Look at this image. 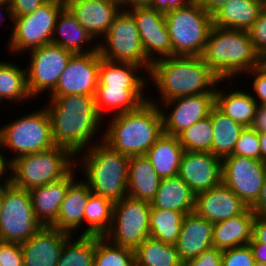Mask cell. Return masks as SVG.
Here are the masks:
<instances>
[{
  "instance_id": "cell-64",
  "label": "cell",
  "mask_w": 266,
  "mask_h": 266,
  "mask_svg": "<svg viewBox=\"0 0 266 266\" xmlns=\"http://www.w3.org/2000/svg\"><path fill=\"white\" fill-rule=\"evenodd\" d=\"M65 4L68 2V1H73V0H62Z\"/></svg>"
},
{
  "instance_id": "cell-45",
  "label": "cell",
  "mask_w": 266,
  "mask_h": 266,
  "mask_svg": "<svg viewBox=\"0 0 266 266\" xmlns=\"http://www.w3.org/2000/svg\"><path fill=\"white\" fill-rule=\"evenodd\" d=\"M0 266H24L20 244L0 241Z\"/></svg>"
},
{
  "instance_id": "cell-14",
  "label": "cell",
  "mask_w": 266,
  "mask_h": 266,
  "mask_svg": "<svg viewBox=\"0 0 266 266\" xmlns=\"http://www.w3.org/2000/svg\"><path fill=\"white\" fill-rule=\"evenodd\" d=\"M266 178V163L258 159L228 155L222 159L221 183L251 208L259 198Z\"/></svg>"
},
{
  "instance_id": "cell-15",
  "label": "cell",
  "mask_w": 266,
  "mask_h": 266,
  "mask_svg": "<svg viewBox=\"0 0 266 266\" xmlns=\"http://www.w3.org/2000/svg\"><path fill=\"white\" fill-rule=\"evenodd\" d=\"M100 52L73 54L48 98L64 95L95 96L99 83Z\"/></svg>"
},
{
  "instance_id": "cell-53",
  "label": "cell",
  "mask_w": 266,
  "mask_h": 266,
  "mask_svg": "<svg viewBox=\"0 0 266 266\" xmlns=\"http://www.w3.org/2000/svg\"><path fill=\"white\" fill-rule=\"evenodd\" d=\"M251 210L255 216L266 218V178L264 180L259 198L251 207Z\"/></svg>"
},
{
  "instance_id": "cell-3",
  "label": "cell",
  "mask_w": 266,
  "mask_h": 266,
  "mask_svg": "<svg viewBox=\"0 0 266 266\" xmlns=\"http://www.w3.org/2000/svg\"><path fill=\"white\" fill-rule=\"evenodd\" d=\"M148 98L137 109L116 114L105 129L103 142L128 157L145 155L163 134L159 102Z\"/></svg>"
},
{
  "instance_id": "cell-36",
  "label": "cell",
  "mask_w": 266,
  "mask_h": 266,
  "mask_svg": "<svg viewBox=\"0 0 266 266\" xmlns=\"http://www.w3.org/2000/svg\"><path fill=\"white\" fill-rule=\"evenodd\" d=\"M26 68L13 62L0 61V103L6 99L23 104L32 98L27 89Z\"/></svg>"
},
{
  "instance_id": "cell-46",
  "label": "cell",
  "mask_w": 266,
  "mask_h": 266,
  "mask_svg": "<svg viewBox=\"0 0 266 266\" xmlns=\"http://www.w3.org/2000/svg\"><path fill=\"white\" fill-rule=\"evenodd\" d=\"M221 252V250L212 247L198 257L185 261L183 266H223Z\"/></svg>"
},
{
  "instance_id": "cell-25",
  "label": "cell",
  "mask_w": 266,
  "mask_h": 266,
  "mask_svg": "<svg viewBox=\"0 0 266 266\" xmlns=\"http://www.w3.org/2000/svg\"><path fill=\"white\" fill-rule=\"evenodd\" d=\"M255 215L251 208L227 220L214 223L212 244L221 251L248 245L252 240Z\"/></svg>"
},
{
  "instance_id": "cell-2",
  "label": "cell",
  "mask_w": 266,
  "mask_h": 266,
  "mask_svg": "<svg viewBox=\"0 0 266 266\" xmlns=\"http://www.w3.org/2000/svg\"><path fill=\"white\" fill-rule=\"evenodd\" d=\"M148 77L158 89L161 102L181 96L215 93L217 84L223 82L201 56L159 59L151 64Z\"/></svg>"
},
{
  "instance_id": "cell-18",
  "label": "cell",
  "mask_w": 266,
  "mask_h": 266,
  "mask_svg": "<svg viewBox=\"0 0 266 266\" xmlns=\"http://www.w3.org/2000/svg\"><path fill=\"white\" fill-rule=\"evenodd\" d=\"M178 175L198 194L221 184L222 159L210 152L184 151Z\"/></svg>"
},
{
  "instance_id": "cell-59",
  "label": "cell",
  "mask_w": 266,
  "mask_h": 266,
  "mask_svg": "<svg viewBox=\"0 0 266 266\" xmlns=\"http://www.w3.org/2000/svg\"><path fill=\"white\" fill-rule=\"evenodd\" d=\"M4 9H6V10H4ZM1 10L7 11L6 12L8 14L7 16L9 18V20L12 21L13 17H12V13H11V9H10L9 5H0V15H2L3 18H5V14L3 15V13H1L2 12ZM0 18H1V16H0Z\"/></svg>"
},
{
  "instance_id": "cell-12",
  "label": "cell",
  "mask_w": 266,
  "mask_h": 266,
  "mask_svg": "<svg viewBox=\"0 0 266 266\" xmlns=\"http://www.w3.org/2000/svg\"><path fill=\"white\" fill-rule=\"evenodd\" d=\"M149 202L125 197L113 206L112 224L104 235L118 246L135 250L150 237Z\"/></svg>"
},
{
  "instance_id": "cell-55",
  "label": "cell",
  "mask_w": 266,
  "mask_h": 266,
  "mask_svg": "<svg viewBox=\"0 0 266 266\" xmlns=\"http://www.w3.org/2000/svg\"><path fill=\"white\" fill-rule=\"evenodd\" d=\"M201 6L210 14L213 15L225 3L230 0H198Z\"/></svg>"
},
{
  "instance_id": "cell-1",
  "label": "cell",
  "mask_w": 266,
  "mask_h": 266,
  "mask_svg": "<svg viewBox=\"0 0 266 266\" xmlns=\"http://www.w3.org/2000/svg\"><path fill=\"white\" fill-rule=\"evenodd\" d=\"M45 108L50 116L55 146L68 149L76 157L103 141V136L100 140L94 138L103 123L95 105V96H57L50 98Z\"/></svg>"
},
{
  "instance_id": "cell-61",
  "label": "cell",
  "mask_w": 266,
  "mask_h": 266,
  "mask_svg": "<svg viewBox=\"0 0 266 266\" xmlns=\"http://www.w3.org/2000/svg\"><path fill=\"white\" fill-rule=\"evenodd\" d=\"M10 0H0V5H9Z\"/></svg>"
},
{
  "instance_id": "cell-5",
  "label": "cell",
  "mask_w": 266,
  "mask_h": 266,
  "mask_svg": "<svg viewBox=\"0 0 266 266\" xmlns=\"http://www.w3.org/2000/svg\"><path fill=\"white\" fill-rule=\"evenodd\" d=\"M81 155V157L79 156ZM76 163H81L86 175L84 181L92 193L111 200L113 203L128 196L127 180L130 157L111 149L106 143L99 142L78 154ZM80 157V158H79Z\"/></svg>"
},
{
  "instance_id": "cell-22",
  "label": "cell",
  "mask_w": 266,
  "mask_h": 266,
  "mask_svg": "<svg viewBox=\"0 0 266 266\" xmlns=\"http://www.w3.org/2000/svg\"><path fill=\"white\" fill-rule=\"evenodd\" d=\"M76 166L62 179L29 190L36 219L43 226H51L59 215L68 187L75 179Z\"/></svg>"
},
{
  "instance_id": "cell-35",
  "label": "cell",
  "mask_w": 266,
  "mask_h": 266,
  "mask_svg": "<svg viewBox=\"0 0 266 266\" xmlns=\"http://www.w3.org/2000/svg\"><path fill=\"white\" fill-rule=\"evenodd\" d=\"M134 251L136 266H183L175 245L150 237Z\"/></svg>"
},
{
  "instance_id": "cell-26",
  "label": "cell",
  "mask_w": 266,
  "mask_h": 266,
  "mask_svg": "<svg viewBox=\"0 0 266 266\" xmlns=\"http://www.w3.org/2000/svg\"><path fill=\"white\" fill-rule=\"evenodd\" d=\"M93 40L95 41V39L78 23L74 15L65 6L57 17L51 43L64 47L74 54H78L98 51V44H92ZM88 43L93 46H89ZM83 45L85 47L88 45L91 48L86 50Z\"/></svg>"
},
{
  "instance_id": "cell-34",
  "label": "cell",
  "mask_w": 266,
  "mask_h": 266,
  "mask_svg": "<svg viewBox=\"0 0 266 266\" xmlns=\"http://www.w3.org/2000/svg\"><path fill=\"white\" fill-rule=\"evenodd\" d=\"M214 129L212 141V154L223 159L231 155L235 144L245 127L226 116L216 106L209 114Z\"/></svg>"
},
{
  "instance_id": "cell-30",
  "label": "cell",
  "mask_w": 266,
  "mask_h": 266,
  "mask_svg": "<svg viewBox=\"0 0 266 266\" xmlns=\"http://www.w3.org/2000/svg\"><path fill=\"white\" fill-rule=\"evenodd\" d=\"M184 149L178 136L163 133L145 154L161 179L177 176Z\"/></svg>"
},
{
  "instance_id": "cell-40",
  "label": "cell",
  "mask_w": 266,
  "mask_h": 266,
  "mask_svg": "<svg viewBox=\"0 0 266 266\" xmlns=\"http://www.w3.org/2000/svg\"><path fill=\"white\" fill-rule=\"evenodd\" d=\"M93 266H136L135 251L113 244L105 236L95 235Z\"/></svg>"
},
{
  "instance_id": "cell-9",
  "label": "cell",
  "mask_w": 266,
  "mask_h": 266,
  "mask_svg": "<svg viewBox=\"0 0 266 266\" xmlns=\"http://www.w3.org/2000/svg\"><path fill=\"white\" fill-rule=\"evenodd\" d=\"M64 7L62 0H47L33 13L13 17L8 40L12 55L51 43L57 17Z\"/></svg>"
},
{
  "instance_id": "cell-19",
  "label": "cell",
  "mask_w": 266,
  "mask_h": 266,
  "mask_svg": "<svg viewBox=\"0 0 266 266\" xmlns=\"http://www.w3.org/2000/svg\"><path fill=\"white\" fill-rule=\"evenodd\" d=\"M65 6L94 39H101L107 34L123 9L119 0H73Z\"/></svg>"
},
{
  "instance_id": "cell-47",
  "label": "cell",
  "mask_w": 266,
  "mask_h": 266,
  "mask_svg": "<svg viewBox=\"0 0 266 266\" xmlns=\"http://www.w3.org/2000/svg\"><path fill=\"white\" fill-rule=\"evenodd\" d=\"M249 73L251 77L254 75V79H252L253 81L251 83H253L252 87L255 94H252V98L257 102L258 105H266V74L258 67L246 72L248 76Z\"/></svg>"
},
{
  "instance_id": "cell-16",
  "label": "cell",
  "mask_w": 266,
  "mask_h": 266,
  "mask_svg": "<svg viewBox=\"0 0 266 266\" xmlns=\"http://www.w3.org/2000/svg\"><path fill=\"white\" fill-rule=\"evenodd\" d=\"M126 10L136 22L142 48L151 63L173 56L164 14L146 5L131 6Z\"/></svg>"
},
{
  "instance_id": "cell-39",
  "label": "cell",
  "mask_w": 266,
  "mask_h": 266,
  "mask_svg": "<svg viewBox=\"0 0 266 266\" xmlns=\"http://www.w3.org/2000/svg\"><path fill=\"white\" fill-rule=\"evenodd\" d=\"M65 242L57 266H93L95 235H82ZM74 239V240H73Z\"/></svg>"
},
{
  "instance_id": "cell-48",
  "label": "cell",
  "mask_w": 266,
  "mask_h": 266,
  "mask_svg": "<svg viewBox=\"0 0 266 266\" xmlns=\"http://www.w3.org/2000/svg\"><path fill=\"white\" fill-rule=\"evenodd\" d=\"M47 0H10L9 7L12 17L33 13Z\"/></svg>"
},
{
  "instance_id": "cell-52",
  "label": "cell",
  "mask_w": 266,
  "mask_h": 266,
  "mask_svg": "<svg viewBox=\"0 0 266 266\" xmlns=\"http://www.w3.org/2000/svg\"><path fill=\"white\" fill-rule=\"evenodd\" d=\"M257 132H266V105H258L251 125Z\"/></svg>"
},
{
  "instance_id": "cell-57",
  "label": "cell",
  "mask_w": 266,
  "mask_h": 266,
  "mask_svg": "<svg viewBox=\"0 0 266 266\" xmlns=\"http://www.w3.org/2000/svg\"><path fill=\"white\" fill-rule=\"evenodd\" d=\"M261 148V161L266 163V132H258Z\"/></svg>"
},
{
  "instance_id": "cell-44",
  "label": "cell",
  "mask_w": 266,
  "mask_h": 266,
  "mask_svg": "<svg viewBox=\"0 0 266 266\" xmlns=\"http://www.w3.org/2000/svg\"><path fill=\"white\" fill-rule=\"evenodd\" d=\"M255 52L260 55L266 51V11L261 10L257 20L247 30Z\"/></svg>"
},
{
  "instance_id": "cell-62",
  "label": "cell",
  "mask_w": 266,
  "mask_h": 266,
  "mask_svg": "<svg viewBox=\"0 0 266 266\" xmlns=\"http://www.w3.org/2000/svg\"><path fill=\"white\" fill-rule=\"evenodd\" d=\"M253 266H266V263L255 261Z\"/></svg>"
},
{
  "instance_id": "cell-41",
  "label": "cell",
  "mask_w": 266,
  "mask_h": 266,
  "mask_svg": "<svg viewBox=\"0 0 266 266\" xmlns=\"http://www.w3.org/2000/svg\"><path fill=\"white\" fill-rule=\"evenodd\" d=\"M213 132L212 121L208 116L185 129L178 138L184 151L212 153Z\"/></svg>"
},
{
  "instance_id": "cell-43",
  "label": "cell",
  "mask_w": 266,
  "mask_h": 266,
  "mask_svg": "<svg viewBox=\"0 0 266 266\" xmlns=\"http://www.w3.org/2000/svg\"><path fill=\"white\" fill-rule=\"evenodd\" d=\"M223 266H253L255 259L248 245L233 247L221 252Z\"/></svg>"
},
{
  "instance_id": "cell-38",
  "label": "cell",
  "mask_w": 266,
  "mask_h": 266,
  "mask_svg": "<svg viewBox=\"0 0 266 266\" xmlns=\"http://www.w3.org/2000/svg\"><path fill=\"white\" fill-rule=\"evenodd\" d=\"M185 215V212L151 208L150 238L175 245Z\"/></svg>"
},
{
  "instance_id": "cell-27",
  "label": "cell",
  "mask_w": 266,
  "mask_h": 266,
  "mask_svg": "<svg viewBox=\"0 0 266 266\" xmlns=\"http://www.w3.org/2000/svg\"><path fill=\"white\" fill-rule=\"evenodd\" d=\"M161 180L145 155L130 157L128 197L150 203L158 191Z\"/></svg>"
},
{
  "instance_id": "cell-8",
  "label": "cell",
  "mask_w": 266,
  "mask_h": 266,
  "mask_svg": "<svg viewBox=\"0 0 266 266\" xmlns=\"http://www.w3.org/2000/svg\"><path fill=\"white\" fill-rule=\"evenodd\" d=\"M7 123L0 127V149L6 148L10 152L13 151L11 161L20 156L45 151L55 146L51 120L45 106Z\"/></svg>"
},
{
  "instance_id": "cell-32",
  "label": "cell",
  "mask_w": 266,
  "mask_h": 266,
  "mask_svg": "<svg viewBox=\"0 0 266 266\" xmlns=\"http://www.w3.org/2000/svg\"><path fill=\"white\" fill-rule=\"evenodd\" d=\"M215 106L233 121L251 127L258 104L250 91L233 89L229 92L216 87Z\"/></svg>"
},
{
  "instance_id": "cell-31",
  "label": "cell",
  "mask_w": 266,
  "mask_h": 266,
  "mask_svg": "<svg viewBox=\"0 0 266 266\" xmlns=\"http://www.w3.org/2000/svg\"><path fill=\"white\" fill-rule=\"evenodd\" d=\"M141 70L142 67L136 64L111 62L100 55L97 88L146 89L148 83L144 80L145 77L140 76Z\"/></svg>"
},
{
  "instance_id": "cell-51",
  "label": "cell",
  "mask_w": 266,
  "mask_h": 266,
  "mask_svg": "<svg viewBox=\"0 0 266 266\" xmlns=\"http://www.w3.org/2000/svg\"><path fill=\"white\" fill-rule=\"evenodd\" d=\"M252 237L257 242L266 244V218L255 216Z\"/></svg>"
},
{
  "instance_id": "cell-49",
  "label": "cell",
  "mask_w": 266,
  "mask_h": 266,
  "mask_svg": "<svg viewBox=\"0 0 266 266\" xmlns=\"http://www.w3.org/2000/svg\"><path fill=\"white\" fill-rule=\"evenodd\" d=\"M196 1L197 0H150L146 6L155 9L157 12L165 15L171 10L185 7Z\"/></svg>"
},
{
  "instance_id": "cell-60",
  "label": "cell",
  "mask_w": 266,
  "mask_h": 266,
  "mask_svg": "<svg viewBox=\"0 0 266 266\" xmlns=\"http://www.w3.org/2000/svg\"><path fill=\"white\" fill-rule=\"evenodd\" d=\"M3 197H4V187H0V213L2 211V204H3Z\"/></svg>"
},
{
  "instance_id": "cell-7",
  "label": "cell",
  "mask_w": 266,
  "mask_h": 266,
  "mask_svg": "<svg viewBox=\"0 0 266 266\" xmlns=\"http://www.w3.org/2000/svg\"><path fill=\"white\" fill-rule=\"evenodd\" d=\"M165 21L173 56H202L213 20L198 0L166 13Z\"/></svg>"
},
{
  "instance_id": "cell-23",
  "label": "cell",
  "mask_w": 266,
  "mask_h": 266,
  "mask_svg": "<svg viewBox=\"0 0 266 266\" xmlns=\"http://www.w3.org/2000/svg\"><path fill=\"white\" fill-rule=\"evenodd\" d=\"M213 227V223L195 212L185 215L175 244L183 263L213 247Z\"/></svg>"
},
{
  "instance_id": "cell-11",
  "label": "cell",
  "mask_w": 266,
  "mask_h": 266,
  "mask_svg": "<svg viewBox=\"0 0 266 266\" xmlns=\"http://www.w3.org/2000/svg\"><path fill=\"white\" fill-rule=\"evenodd\" d=\"M42 226L34 214L29 191L13 184L4 186L0 241L22 244Z\"/></svg>"
},
{
  "instance_id": "cell-24",
  "label": "cell",
  "mask_w": 266,
  "mask_h": 266,
  "mask_svg": "<svg viewBox=\"0 0 266 266\" xmlns=\"http://www.w3.org/2000/svg\"><path fill=\"white\" fill-rule=\"evenodd\" d=\"M91 193L83 179L75 180L68 187L57 220L51 226L75 236L74 232L83 227L85 209Z\"/></svg>"
},
{
  "instance_id": "cell-58",
  "label": "cell",
  "mask_w": 266,
  "mask_h": 266,
  "mask_svg": "<svg viewBox=\"0 0 266 266\" xmlns=\"http://www.w3.org/2000/svg\"><path fill=\"white\" fill-rule=\"evenodd\" d=\"M258 68L266 74V51L259 55Z\"/></svg>"
},
{
  "instance_id": "cell-54",
  "label": "cell",
  "mask_w": 266,
  "mask_h": 266,
  "mask_svg": "<svg viewBox=\"0 0 266 266\" xmlns=\"http://www.w3.org/2000/svg\"><path fill=\"white\" fill-rule=\"evenodd\" d=\"M255 261L266 263V244L257 242L253 237L249 242Z\"/></svg>"
},
{
  "instance_id": "cell-21",
  "label": "cell",
  "mask_w": 266,
  "mask_h": 266,
  "mask_svg": "<svg viewBox=\"0 0 266 266\" xmlns=\"http://www.w3.org/2000/svg\"><path fill=\"white\" fill-rule=\"evenodd\" d=\"M246 208L242 200L221 183L196 194L194 212L214 224L237 216Z\"/></svg>"
},
{
  "instance_id": "cell-4",
  "label": "cell",
  "mask_w": 266,
  "mask_h": 266,
  "mask_svg": "<svg viewBox=\"0 0 266 266\" xmlns=\"http://www.w3.org/2000/svg\"><path fill=\"white\" fill-rule=\"evenodd\" d=\"M201 57L221 80L230 83L236 75L258 67L259 55L246 30L212 26Z\"/></svg>"
},
{
  "instance_id": "cell-42",
  "label": "cell",
  "mask_w": 266,
  "mask_h": 266,
  "mask_svg": "<svg viewBox=\"0 0 266 266\" xmlns=\"http://www.w3.org/2000/svg\"><path fill=\"white\" fill-rule=\"evenodd\" d=\"M231 155L261 160V148L258 132L251 127H245L238 138Z\"/></svg>"
},
{
  "instance_id": "cell-37",
  "label": "cell",
  "mask_w": 266,
  "mask_h": 266,
  "mask_svg": "<svg viewBox=\"0 0 266 266\" xmlns=\"http://www.w3.org/2000/svg\"><path fill=\"white\" fill-rule=\"evenodd\" d=\"M114 203L101 195L91 193L86 205L82 235L104 236L110 229Z\"/></svg>"
},
{
  "instance_id": "cell-28",
  "label": "cell",
  "mask_w": 266,
  "mask_h": 266,
  "mask_svg": "<svg viewBox=\"0 0 266 266\" xmlns=\"http://www.w3.org/2000/svg\"><path fill=\"white\" fill-rule=\"evenodd\" d=\"M196 194L179 175L161 180L151 208L173 210L190 214L195 210Z\"/></svg>"
},
{
  "instance_id": "cell-13",
  "label": "cell",
  "mask_w": 266,
  "mask_h": 266,
  "mask_svg": "<svg viewBox=\"0 0 266 266\" xmlns=\"http://www.w3.org/2000/svg\"><path fill=\"white\" fill-rule=\"evenodd\" d=\"M27 52L30 53V62L26 69L30 96L36 98L38 94L47 90L50 94L74 53L53 43Z\"/></svg>"
},
{
  "instance_id": "cell-20",
  "label": "cell",
  "mask_w": 266,
  "mask_h": 266,
  "mask_svg": "<svg viewBox=\"0 0 266 266\" xmlns=\"http://www.w3.org/2000/svg\"><path fill=\"white\" fill-rule=\"evenodd\" d=\"M71 236L52 226H42L20 244L24 266H57L63 246Z\"/></svg>"
},
{
  "instance_id": "cell-33",
  "label": "cell",
  "mask_w": 266,
  "mask_h": 266,
  "mask_svg": "<svg viewBox=\"0 0 266 266\" xmlns=\"http://www.w3.org/2000/svg\"><path fill=\"white\" fill-rule=\"evenodd\" d=\"M146 89L97 88L95 105L99 115L104 118L108 111L121 114L137 109L149 98L144 97ZM106 111V112H105Z\"/></svg>"
},
{
  "instance_id": "cell-10",
  "label": "cell",
  "mask_w": 266,
  "mask_h": 266,
  "mask_svg": "<svg viewBox=\"0 0 266 266\" xmlns=\"http://www.w3.org/2000/svg\"><path fill=\"white\" fill-rule=\"evenodd\" d=\"M102 40L105 42L98 43V50L103 59L111 62L133 63L145 69L147 74L149 73L152 63L147 59L142 48L136 22L126 9H122L115 17L110 30Z\"/></svg>"
},
{
  "instance_id": "cell-56",
  "label": "cell",
  "mask_w": 266,
  "mask_h": 266,
  "mask_svg": "<svg viewBox=\"0 0 266 266\" xmlns=\"http://www.w3.org/2000/svg\"><path fill=\"white\" fill-rule=\"evenodd\" d=\"M123 9L129 8L130 6H144L149 3L150 0H119Z\"/></svg>"
},
{
  "instance_id": "cell-63",
  "label": "cell",
  "mask_w": 266,
  "mask_h": 266,
  "mask_svg": "<svg viewBox=\"0 0 266 266\" xmlns=\"http://www.w3.org/2000/svg\"><path fill=\"white\" fill-rule=\"evenodd\" d=\"M262 9L266 11V0H262Z\"/></svg>"
},
{
  "instance_id": "cell-50",
  "label": "cell",
  "mask_w": 266,
  "mask_h": 266,
  "mask_svg": "<svg viewBox=\"0 0 266 266\" xmlns=\"http://www.w3.org/2000/svg\"><path fill=\"white\" fill-rule=\"evenodd\" d=\"M2 151L3 150H1L0 152V187L2 186L4 187V186H8L12 184V174H8V173H12V161L10 158H6L4 156V153H2Z\"/></svg>"
},
{
  "instance_id": "cell-6",
  "label": "cell",
  "mask_w": 266,
  "mask_h": 266,
  "mask_svg": "<svg viewBox=\"0 0 266 266\" xmlns=\"http://www.w3.org/2000/svg\"><path fill=\"white\" fill-rule=\"evenodd\" d=\"M76 166V158L66 148L26 154L12 161V184L31 190L65 177Z\"/></svg>"
},
{
  "instance_id": "cell-17",
  "label": "cell",
  "mask_w": 266,
  "mask_h": 266,
  "mask_svg": "<svg viewBox=\"0 0 266 266\" xmlns=\"http://www.w3.org/2000/svg\"><path fill=\"white\" fill-rule=\"evenodd\" d=\"M161 103L164 104L159 106L163 117V133L178 136L197 121L209 116L215 106V93L181 96ZM163 106L168 107L167 110L172 108V111L168 113Z\"/></svg>"
},
{
  "instance_id": "cell-29",
  "label": "cell",
  "mask_w": 266,
  "mask_h": 266,
  "mask_svg": "<svg viewBox=\"0 0 266 266\" xmlns=\"http://www.w3.org/2000/svg\"><path fill=\"white\" fill-rule=\"evenodd\" d=\"M262 10V0H230L212 15L213 26L248 30Z\"/></svg>"
}]
</instances>
